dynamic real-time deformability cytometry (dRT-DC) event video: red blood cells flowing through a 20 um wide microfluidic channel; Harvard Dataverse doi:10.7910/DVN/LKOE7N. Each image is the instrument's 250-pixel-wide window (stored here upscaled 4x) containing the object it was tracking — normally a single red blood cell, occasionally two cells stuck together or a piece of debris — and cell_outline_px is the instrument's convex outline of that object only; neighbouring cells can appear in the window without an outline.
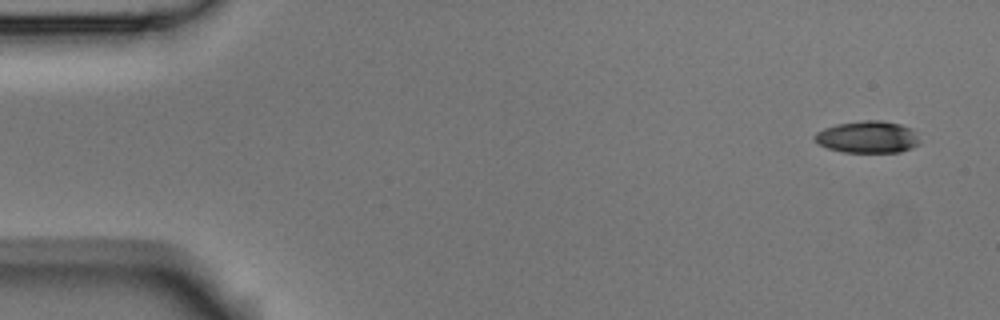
{"species": "Egyptian fruit bat (a non-hibernating species)", "species_latin": "Rousettus aegyptiacus", "temperature_condition": "room temperature", "stored_images_in_passage": 5, "camera_frame_rate_fps": 3000, "um_per_image_px": 0.085, "animal": {"sex": "male"}, "frame": {"image": 1, "passage_image": 1, "time_ms": 0.0, "image_size_px": [1000, 320], "cell_outline_px": [[920, 144], [912, 148], [900, 152], [844, 152], [828, 148], [816, 144], [812, 140], [812, 136], [816, 132], [824, 128], [836, 124], [864, 120], [880, 120], [900, 124], [912, 128], [920, 140]], "centroid_in_image_um": [73.72, 11.65], "position_along_channel_um": 11.3, "area_um2": 19.88}}
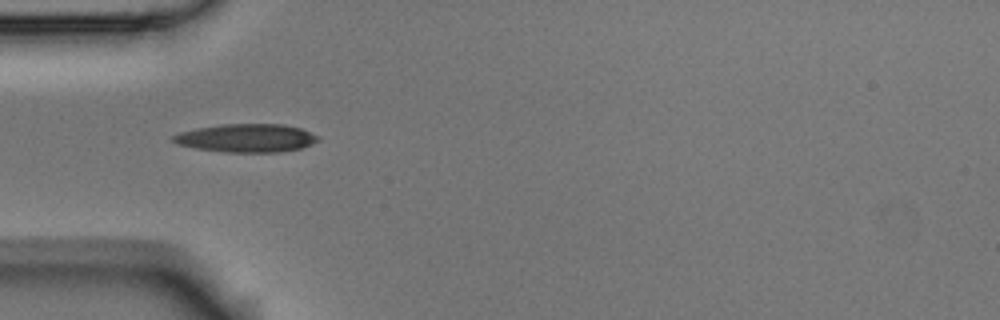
{"frame": {"image": 2, "passage_image": 5, "time_ms": 1.333, "image_size_px": [1000, 320], "cell_outline_px": [[320, 140], [312, 144], [300, 148], [280, 152], [224, 152], [196, 148], [176, 144], [172, 140], [172, 136], [180, 132], [196, 128], [224, 124], [284, 124], [300, 128], [320, 136]], "centroid_in_image_um": [20.96, 11.73], "position_along_channel_um": 64.0, "area_um2": 23.93}}